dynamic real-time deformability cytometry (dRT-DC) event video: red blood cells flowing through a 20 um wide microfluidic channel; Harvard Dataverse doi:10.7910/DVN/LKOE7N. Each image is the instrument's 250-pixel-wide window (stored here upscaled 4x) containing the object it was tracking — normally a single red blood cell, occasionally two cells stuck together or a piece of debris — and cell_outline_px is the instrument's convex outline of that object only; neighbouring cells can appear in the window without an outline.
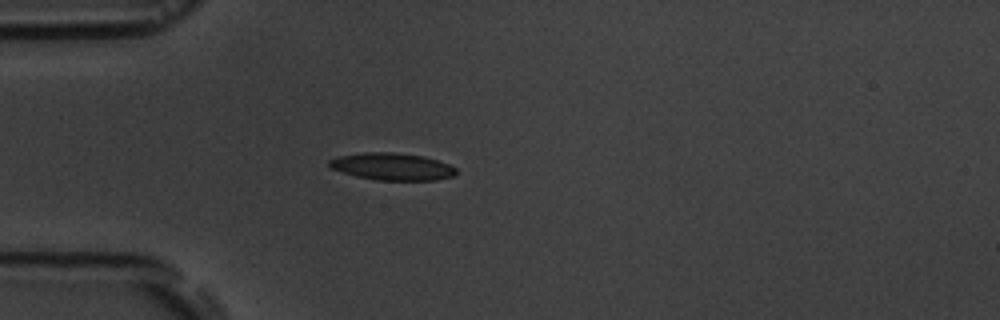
{"species": "common noctule bat (a hibernating species)", "species_latin": "Nyctalus noctula", "temperature_condition": "room temperature", "stored_images_in_passage": 4, "camera_frame_rate_fps": 3000, "um_per_image_px": 0.085, "animal": {"sex": "male", "body_mass_g": 19.5, "forearm_length_mm": 54.6}, "frame": {"image": 1, "passage_image": 3, "time_ms": 3.0, "image_size_px": [1000, 320], "cell_outline_px": [[456, 176], [436, 180], [376, 180], [356, 176], [332, 168], [328, 164], [328, 160], [336, 156], [364, 152], [392, 152], [424, 156], [448, 164], [456, 168]], "centroid_in_image_um": [33.34, 14.15], "position_along_channel_um": 51.7, "area_um2": 20.11}}